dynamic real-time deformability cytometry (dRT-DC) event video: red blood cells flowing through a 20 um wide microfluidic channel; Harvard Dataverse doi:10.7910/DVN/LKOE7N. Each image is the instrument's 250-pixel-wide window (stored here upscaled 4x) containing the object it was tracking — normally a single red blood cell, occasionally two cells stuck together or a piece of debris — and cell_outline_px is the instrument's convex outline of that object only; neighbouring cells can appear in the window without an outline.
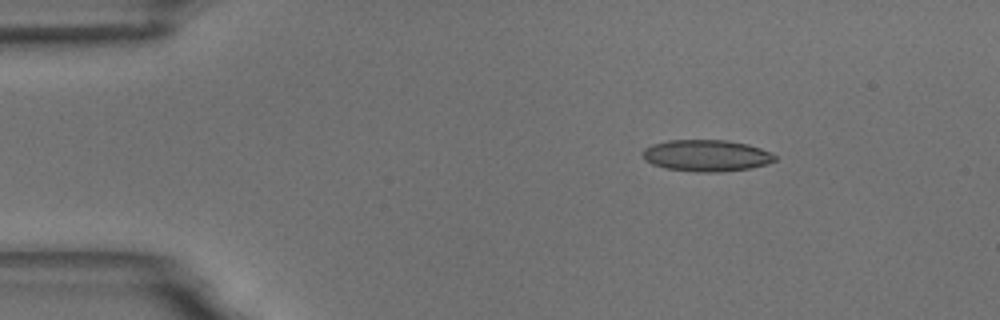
{"species": "common noctule bat (a hibernating species)", "species_latin": "Nyctalus noctula", "temperature_condition": "room temperature", "stored_images_in_passage": 48, "camera_frame_rate_fps": 3000, "um_per_image_px": 0.085, "animal": {"sex": "male", "body_mass_g": 18.8}, "frame": {"image": 1, "passage_image": 1, "time_ms": 0.0, "image_size_px": [1000, 320], "cell_outline_px": [[776, 160], [768, 164], [748, 168], [720, 172], [696, 172], [664, 168], [652, 164], [644, 160], [640, 152], [644, 148], [652, 144], [668, 140], [728, 140], [748, 144], [772, 152], [776, 156]], "centroid_in_image_um": [60.02, 13.22], "position_along_channel_um": 25.0, "area_um2": 24.62}}
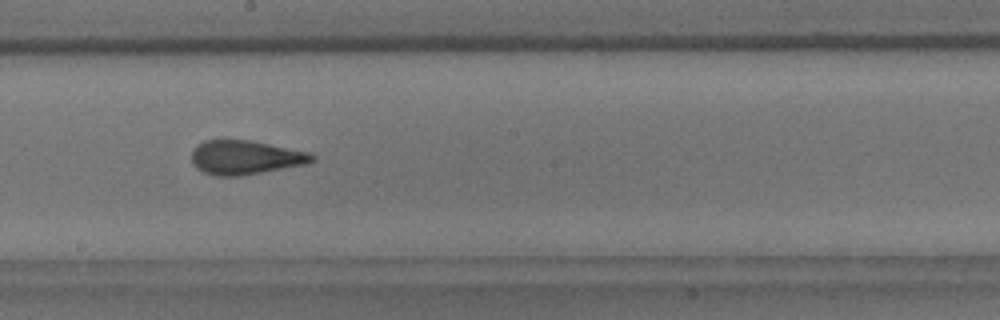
{"frame": {"image": 2, "passage_image": 23, "time_ms": 7.333, "image_size_px": [1000, 320], "cell_outline_px": [[316, 160], [308, 164], [240, 176], [216, 176], [204, 172], [196, 168], [192, 164], [192, 152], [196, 144], [204, 140], [248, 140], [312, 152], [316, 156]], "centroid_in_image_um": [20.88, 13.38], "position_along_channel_um": 227.3, "area_um2": 24.16}}
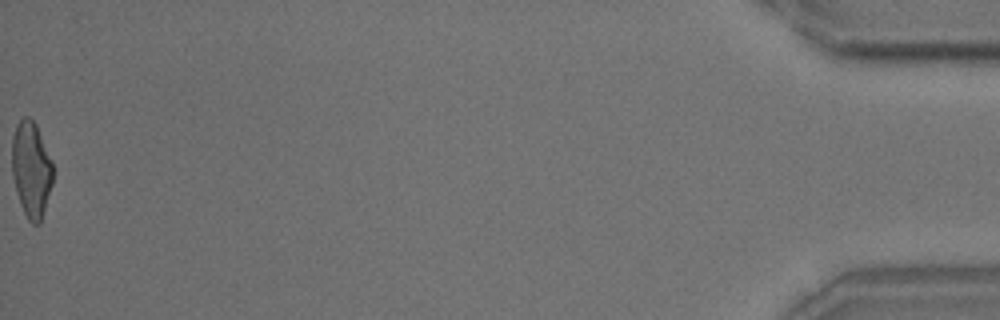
{"frame": {"image": 3, "passage_image": 48, "time_ms": 15.667, "image_size_px": [1000, 320], "cell_outline_px": [[52, 184], [40, 224], [32, 224], [28, 220], [20, 204], [16, 192], [12, 176], [12, 136], [16, 124], [24, 116], [28, 116], [36, 124], [52, 160]], "centroid_in_image_um": [2.64, 14.39], "position_along_channel_um": 432.6, "area_um2": 22.95}, "authors_computed_cell_mechanics": {"area_um2": 23.7269, "velocity_mm_per_s": 3.6666, "shape_relaxation_time_tau1_ms": 4.8343, "shape_relaxation_time_tau2_ms": 1.232, "deformation_change_tau1": 0.1638, "deformation_change_tau2": 0.0939}}